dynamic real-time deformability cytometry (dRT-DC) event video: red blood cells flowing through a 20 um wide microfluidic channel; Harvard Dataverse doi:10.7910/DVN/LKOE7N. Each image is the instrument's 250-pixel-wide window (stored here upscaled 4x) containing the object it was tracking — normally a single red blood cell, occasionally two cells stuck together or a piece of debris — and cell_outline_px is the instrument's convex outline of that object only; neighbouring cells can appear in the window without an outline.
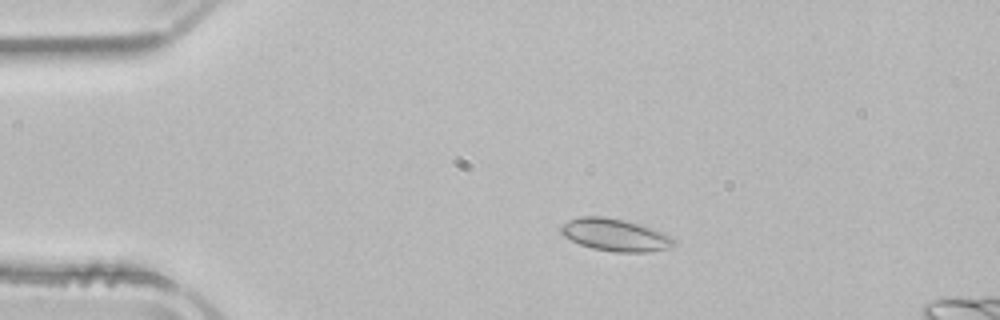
{"species": "common noctule bat (a hibernating species)", "species_latin": "Nyctalus noctula", "temperature_condition": "room temperature", "stored_images_in_passage": 45, "camera_frame_rate_fps": 3000, "um_per_image_px": 0.085, "animal": {"sex": "male", "body_mass_g": 21.5, "forearm_length_mm": 52.0}, "frame": {"image": 1, "passage_image": 2, "time_ms": 0.333, "image_size_px": [1000, 320], "cell_outline_px": [[676, 244], [664, 248], [644, 252], [616, 252], [592, 248], [580, 244], [564, 236], [560, 232], [560, 228], [568, 220], [580, 216], [604, 216], [636, 224], [664, 232], [676, 240]], "centroid_in_image_um": [52.26, 19.97], "position_along_channel_um": 32.7, "area_um2": 20.87}}
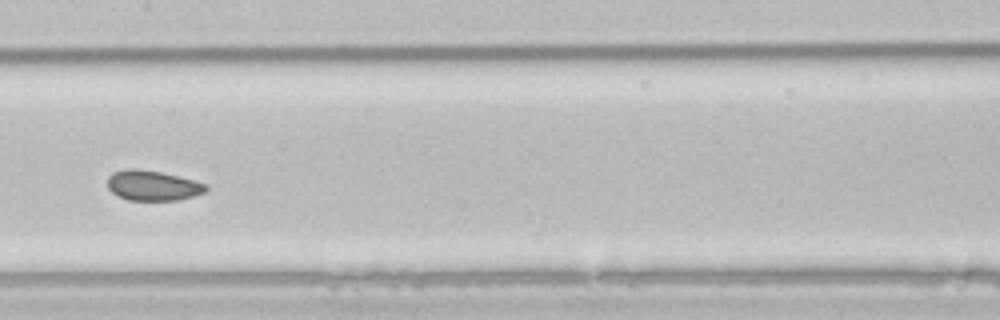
{"frame": {"image": 2, "passage_image": 18, "time_ms": 5.667, "image_size_px": [1000, 320], "cell_outline_px": [[208, 188], [204, 192], [192, 196], [176, 200], [128, 200], [112, 192], [108, 188], [108, 176], [112, 172], [132, 168], [160, 172], [208, 184]], "centroid_in_image_um": [12.96, 15.77], "position_along_channel_um": 194.4, "area_um2": 16.99}}
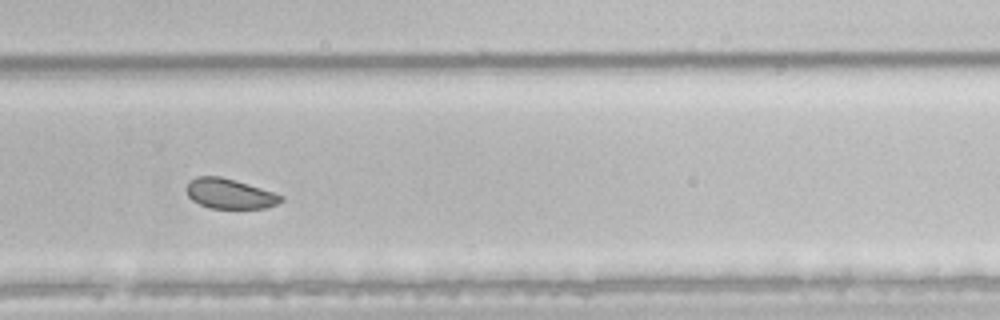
{"frame": {"image": 3, "passage_image": 27, "time_ms": 8.667, "image_size_px": [1000, 320], "cell_outline_px": [[284, 200], [276, 204], [264, 208], [208, 208], [192, 200], [188, 196], [184, 188], [188, 180], [196, 176], [220, 176], [236, 180], [284, 196]], "centroid_in_image_um": [19.46, 16.45], "position_along_channel_um": 310.3, "area_um2": 16.65}}